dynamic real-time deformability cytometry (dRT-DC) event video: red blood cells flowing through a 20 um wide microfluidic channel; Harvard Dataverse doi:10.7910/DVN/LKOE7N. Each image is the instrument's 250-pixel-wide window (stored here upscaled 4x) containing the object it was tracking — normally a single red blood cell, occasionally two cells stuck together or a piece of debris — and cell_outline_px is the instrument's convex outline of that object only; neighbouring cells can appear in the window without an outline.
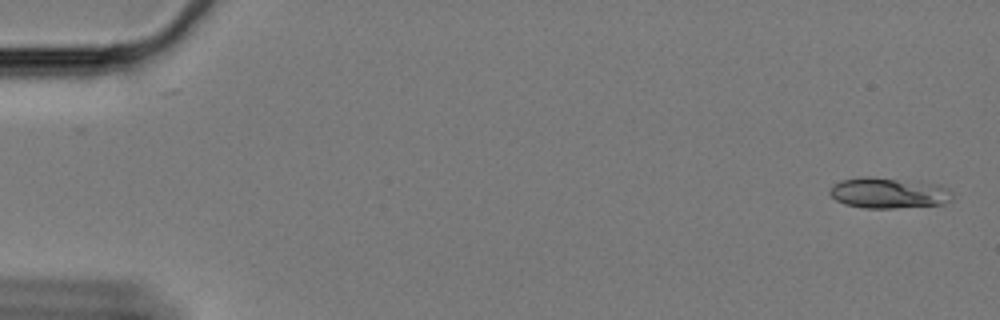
{"species": "Egyptian fruit bat (a non-hibernating species)", "species_latin": "Rousettus aegyptiacus", "temperature_condition": "cold", "stored_images_in_passage": 59, "camera_frame_rate_fps": 3000, "um_per_image_px": 0.085, "animal": {"sex": "female"}, "frame": {"image": 1, "passage_image": 1, "time_ms": 0.0, "image_size_px": [1000, 320], "cell_outline_px": [[952, 200], [944, 204], [892, 208], [864, 208], [844, 204], [836, 200], [828, 192], [832, 184], [840, 180], [864, 176], [872, 176], [936, 184], [948, 188], [952, 192]], "centroid_in_image_um": [75.5, 16.4], "position_along_channel_um": 9.5, "area_um2": 22.08}}
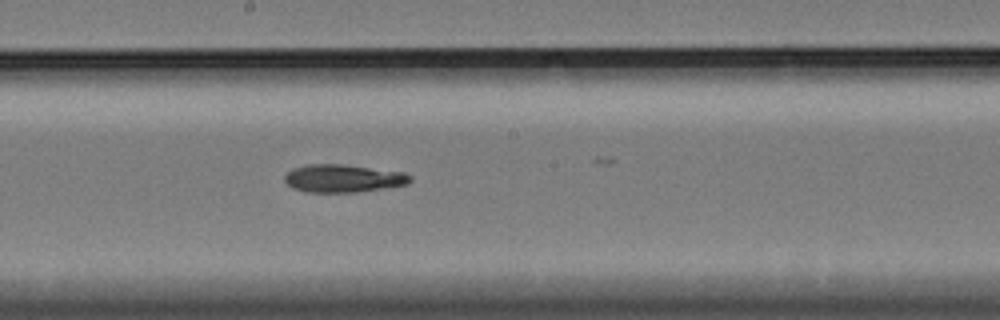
{"frame": {"image": 2, "passage_image": 32, "time_ms": 10.333, "image_size_px": [1000, 320], "cell_outline_px": [[412, 180], [408, 184], [356, 192], [304, 192], [292, 188], [284, 180], [284, 176], [292, 168], [308, 164], [340, 164], [404, 172], [412, 176]], "centroid_in_image_um": [29.14, 15.16], "position_along_channel_um": 219.1, "area_um2": 20.35}}
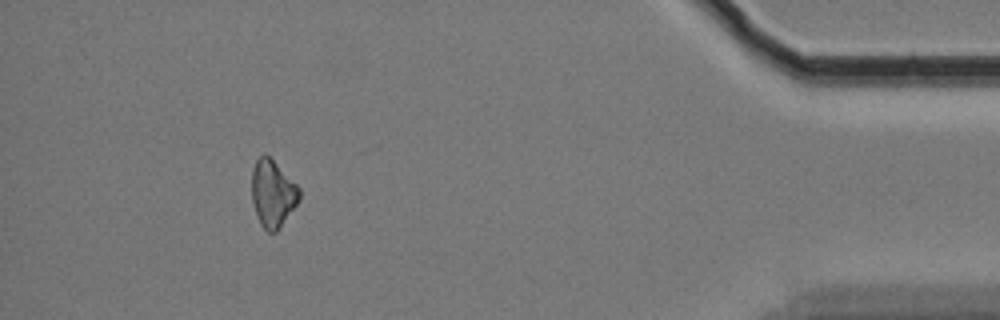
{"frame": {"image": 3, "passage_image": 54, "time_ms": 17.667, "image_size_px": [1000, 320], "cell_outline_px": [[300, 200], [276, 232], [268, 232], [260, 224], [252, 200], [252, 172], [256, 160], [260, 156], [268, 156], [300, 188]], "centroid_in_image_um": [23.18, 16.48], "position_along_channel_um": 412.0, "area_um2": 18.15}, "authors_computed_cell_mechanics": {"area_um2": 19.7098, "velocity_mm_per_s": 3.3532, "shape_relaxation_time_tau1_ms": 5.9291, "shape_relaxation_time_tau2_ms": 4.962, "deformation_change_tau1": 0.1194, "deformation_change_tau2": 0.1195}}